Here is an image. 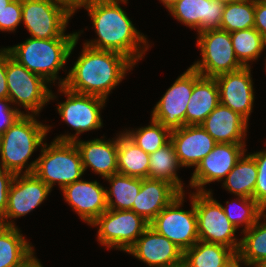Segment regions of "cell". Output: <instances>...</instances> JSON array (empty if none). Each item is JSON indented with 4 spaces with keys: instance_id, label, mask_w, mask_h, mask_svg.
<instances>
[{
    "instance_id": "1",
    "label": "cell",
    "mask_w": 266,
    "mask_h": 267,
    "mask_svg": "<svg viewBox=\"0 0 266 267\" xmlns=\"http://www.w3.org/2000/svg\"><path fill=\"white\" fill-rule=\"evenodd\" d=\"M127 1L94 0L85 6L98 39L86 41L84 44L98 50L121 53L136 64L147 51L148 41L134 27L126 12L120 7L119 3H127Z\"/></svg>"
},
{
    "instance_id": "2",
    "label": "cell",
    "mask_w": 266,
    "mask_h": 267,
    "mask_svg": "<svg viewBox=\"0 0 266 267\" xmlns=\"http://www.w3.org/2000/svg\"><path fill=\"white\" fill-rule=\"evenodd\" d=\"M83 50L66 78L59 79L71 91L107 99L111 90L120 84L127 71L135 65L125 55L98 50L83 44Z\"/></svg>"
},
{
    "instance_id": "3",
    "label": "cell",
    "mask_w": 266,
    "mask_h": 267,
    "mask_svg": "<svg viewBox=\"0 0 266 267\" xmlns=\"http://www.w3.org/2000/svg\"><path fill=\"white\" fill-rule=\"evenodd\" d=\"M50 128L51 126L43 125L37 121L35 115L30 112L22 114L0 136V168L15 175L21 174L24 168L23 174L33 173L37 159L30 165L27 161L38 147H42L43 140ZM25 165L27 166L25 167Z\"/></svg>"
},
{
    "instance_id": "4",
    "label": "cell",
    "mask_w": 266,
    "mask_h": 267,
    "mask_svg": "<svg viewBox=\"0 0 266 267\" xmlns=\"http://www.w3.org/2000/svg\"><path fill=\"white\" fill-rule=\"evenodd\" d=\"M79 35L80 32L77 33V38L30 37L21 44L5 49L20 65L43 77L48 83H54L59 79L57 74L72 54Z\"/></svg>"
},
{
    "instance_id": "5",
    "label": "cell",
    "mask_w": 266,
    "mask_h": 267,
    "mask_svg": "<svg viewBox=\"0 0 266 267\" xmlns=\"http://www.w3.org/2000/svg\"><path fill=\"white\" fill-rule=\"evenodd\" d=\"M33 173L50 189L57 182L62 190L80 180L84 169L75 142L54 140L49 146L44 143Z\"/></svg>"
},
{
    "instance_id": "6",
    "label": "cell",
    "mask_w": 266,
    "mask_h": 267,
    "mask_svg": "<svg viewBox=\"0 0 266 267\" xmlns=\"http://www.w3.org/2000/svg\"><path fill=\"white\" fill-rule=\"evenodd\" d=\"M6 79L11 103L23 106L37 115L43 106L56 97L48 82L13 59L6 50Z\"/></svg>"
},
{
    "instance_id": "7",
    "label": "cell",
    "mask_w": 266,
    "mask_h": 267,
    "mask_svg": "<svg viewBox=\"0 0 266 267\" xmlns=\"http://www.w3.org/2000/svg\"><path fill=\"white\" fill-rule=\"evenodd\" d=\"M72 15L56 0H22V21L34 38H77V32L64 34Z\"/></svg>"
},
{
    "instance_id": "8",
    "label": "cell",
    "mask_w": 266,
    "mask_h": 267,
    "mask_svg": "<svg viewBox=\"0 0 266 267\" xmlns=\"http://www.w3.org/2000/svg\"><path fill=\"white\" fill-rule=\"evenodd\" d=\"M198 35L197 46L201 50L202 59L191 67L201 76L215 78L244 67L235 56L229 32L214 29Z\"/></svg>"
},
{
    "instance_id": "9",
    "label": "cell",
    "mask_w": 266,
    "mask_h": 267,
    "mask_svg": "<svg viewBox=\"0 0 266 267\" xmlns=\"http://www.w3.org/2000/svg\"><path fill=\"white\" fill-rule=\"evenodd\" d=\"M190 195L191 210L180 209L184 201V193H181L149 223L151 228L168 238L183 252L199 240L195 193Z\"/></svg>"
},
{
    "instance_id": "10",
    "label": "cell",
    "mask_w": 266,
    "mask_h": 267,
    "mask_svg": "<svg viewBox=\"0 0 266 267\" xmlns=\"http://www.w3.org/2000/svg\"><path fill=\"white\" fill-rule=\"evenodd\" d=\"M195 210L199 240L225 245L238 253L237 228L224 213L222 204L213 199L212 192H195Z\"/></svg>"
},
{
    "instance_id": "11",
    "label": "cell",
    "mask_w": 266,
    "mask_h": 267,
    "mask_svg": "<svg viewBox=\"0 0 266 267\" xmlns=\"http://www.w3.org/2000/svg\"><path fill=\"white\" fill-rule=\"evenodd\" d=\"M59 92L64 93L67 100L58 104V113L62 120L70 125L76 133L75 135H60L55 140L75 141L80 133L102 127L100 109L105 106L106 99L95 95L77 93L69 90L64 85L59 86Z\"/></svg>"
},
{
    "instance_id": "12",
    "label": "cell",
    "mask_w": 266,
    "mask_h": 267,
    "mask_svg": "<svg viewBox=\"0 0 266 267\" xmlns=\"http://www.w3.org/2000/svg\"><path fill=\"white\" fill-rule=\"evenodd\" d=\"M92 225L99 228L97 241L100 244L127 252L149 223L132 210L107 209Z\"/></svg>"
},
{
    "instance_id": "13",
    "label": "cell",
    "mask_w": 266,
    "mask_h": 267,
    "mask_svg": "<svg viewBox=\"0 0 266 267\" xmlns=\"http://www.w3.org/2000/svg\"><path fill=\"white\" fill-rule=\"evenodd\" d=\"M194 86V69L190 66L166 91L152 111V119L170 131L185 125V115Z\"/></svg>"
},
{
    "instance_id": "14",
    "label": "cell",
    "mask_w": 266,
    "mask_h": 267,
    "mask_svg": "<svg viewBox=\"0 0 266 267\" xmlns=\"http://www.w3.org/2000/svg\"><path fill=\"white\" fill-rule=\"evenodd\" d=\"M50 192L51 189L34 173L15 175L9 189L6 212L1 220L6 226H15L10 222L11 218L25 216L42 204Z\"/></svg>"
},
{
    "instance_id": "15",
    "label": "cell",
    "mask_w": 266,
    "mask_h": 267,
    "mask_svg": "<svg viewBox=\"0 0 266 267\" xmlns=\"http://www.w3.org/2000/svg\"><path fill=\"white\" fill-rule=\"evenodd\" d=\"M245 144L225 143L219 144L202 159L195 168L190 180V187L197 192H207L203 187L211 182L222 179L233 169L237 161L247 151Z\"/></svg>"
},
{
    "instance_id": "16",
    "label": "cell",
    "mask_w": 266,
    "mask_h": 267,
    "mask_svg": "<svg viewBox=\"0 0 266 267\" xmlns=\"http://www.w3.org/2000/svg\"><path fill=\"white\" fill-rule=\"evenodd\" d=\"M127 252L150 267H174L183 263V251L150 226Z\"/></svg>"
},
{
    "instance_id": "17",
    "label": "cell",
    "mask_w": 266,
    "mask_h": 267,
    "mask_svg": "<svg viewBox=\"0 0 266 267\" xmlns=\"http://www.w3.org/2000/svg\"><path fill=\"white\" fill-rule=\"evenodd\" d=\"M251 67L223 73L215 77L219 89L220 103L239 113L247 121L254 103Z\"/></svg>"
},
{
    "instance_id": "18",
    "label": "cell",
    "mask_w": 266,
    "mask_h": 267,
    "mask_svg": "<svg viewBox=\"0 0 266 267\" xmlns=\"http://www.w3.org/2000/svg\"><path fill=\"white\" fill-rule=\"evenodd\" d=\"M62 191L68 205L88 225L107 210L106 189L97 181L80 179L65 186Z\"/></svg>"
},
{
    "instance_id": "19",
    "label": "cell",
    "mask_w": 266,
    "mask_h": 267,
    "mask_svg": "<svg viewBox=\"0 0 266 267\" xmlns=\"http://www.w3.org/2000/svg\"><path fill=\"white\" fill-rule=\"evenodd\" d=\"M170 141L182 167L196 168L217 145V142L200 125H184L172 130Z\"/></svg>"
},
{
    "instance_id": "20",
    "label": "cell",
    "mask_w": 266,
    "mask_h": 267,
    "mask_svg": "<svg viewBox=\"0 0 266 267\" xmlns=\"http://www.w3.org/2000/svg\"><path fill=\"white\" fill-rule=\"evenodd\" d=\"M224 5L214 0H178L169 12L197 32L220 28Z\"/></svg>"
},
{
    "instance_id": "21",
    "label": "cell",
    "mask_w": 266,
    "mask_h": 267,
    "mask_svg": "<svg viewBox=\"0 0 266 267\" xmlns=\"http://www.w3.org/2000/svg\"><path fill=\"white\" fill-rule=\"evenodd\" d=\"M200 126L219 144H245L248 121L221 103Z\"/></svg>"
},
{
    "instance_id": "22",
    "label": "cell",
    "mask_w": 266,
    "mask_h": 267,
    "mask_svg": "<svg viewBox=\"0 0 266 267\" xmlns=\"http://www.w3.org/2000/svg\"><path fill=\"white\" fill-rule=\"evenodd\" d=\"M180 194L172 184L166 181L142 178L140 191L131 210L150 223Z\"/></svg>"
},
{
    "instance_id": "23",
    "label": "cell",
    "mask_w": 266,
    "mask_h": 267,
    "mask_svg": "<svg viewBox=\"0 0 266 267\" xmlns=\"http://www.w3.org/2000/svg\"><path fill=\"white\" fill-rule=\"evenodd\" d=\"M115 139L103 141V139L96 138L91 141H81L79 139L74 141L81 155L84 172L87 167H91L92 171L103 178L118 173V136Z\"/></svg>"
},
{
    "instance_id": "24",
    "label": "cell",
    "mask_w": 266,
    "mask_h": 267,
    "mask_svg": "<svg viewBox=\"0 0 266 267\" xmlns=\"http://www.w3.org/2000/svg\"><path fill=\"white\" fill-rule=\"evenodd\" d=\"M219 103L217 80L201 76L194 70V86L187 104L185 125H200Z\"/></svg>"
},
{
    "instance_id": "25",
    "label": "cell",
    "mask_w": 266,
    "mask_h": 267,
    "mask_svg": "<svg viewBox=\"0 0 266 267\" xmlns=\"http://www.w3.org/2000/svg\"><path fill=\"white\" fill-rule=\"evenodd\" d=\"M17 226L0 231V267H21L34 256V249Z\"/></svg>"
},
{
    "instance_id": "26",
    "label": "cell",
    "mask_w": 266,
    "mask_h": 267,
    "mask_svg": "<svg viewBox=\"0 0 266 267\" xmlns=\"http://www.w3.org/2000/svg\"><path fill=\"white\" fill-rule=\"evenodd\" d=\"M150 155L138 147L124 132L118 136V173L137 178H148Z\"/></svg>"
},
{
    "instance_id": "27",
    "label": "cell",
    "mask_w": 266,
    "mask_h": 267,
    "mask_svg": "<svg viewBox=\"0 0 266 267\" xmlns=\"http://www.w3.org/2000/svg\"><path fill=\"white\" fill-rule=\"evenodd\" d=\"M236 252L222 244L198 240L183 252L186 267H222Z\"/></svg>"
},
{
    "instance_id": "28",
    "label": "cell",
    "mask_w": 266,
    "mask_h": 267,
    "mask_svg": "<svg viewBox=\"0 0 266 267\" xmlns=\"http://www.w3.org/2000/svg\"><path fill=\"white\" fill-rule=\"evenodd\" d=\"M182 167L178 161L173 143L166 145L150 154L148 178L163 180L172 184L180 193H184V186L178 178L177 170Z\"/></svg>"
},
{
    "instance_id": "29",
    "label": "cell",
    "mask_w": 266,
    "mask_h": 267,
    "mask_svg": "<svg viewBox=\"0 0 266 267\" xmlns=\"http://www.w3.org/2000/svg\"><path fill=\"white\" fill-rule=\"evenodd\" d=\"M257 174L255 159L250 154L245 155L244 153L224 178L223 187L237 196L254 199Z\"/></svg>"
},
{
    "instance_id": "30",
    "label": "cell",
    "mask_w": 266,
    "mask_h": 267,
    "mask_svg": "<svg viewBox=\"0 0 266 267\" xmlns=\"http://www.w3.org/2000/svg\"><path fill=\"white\" fill-rule=\"evenodd\" d=\"M105 179L111 184L109 190L106 188L107 209L131 210L140 191L142 178L117 173Z\"/></svg>"
},
{
    "instance_id": "31",
    "label": "cell",
    "mask_w": 266,
    "mask_h": 267,
    "mask_svg": "<svg viewBox=\"0 0 266 267\" xmlns=\"http://www.w3.org/2000/svg\"><path fill=\"white\" fill-rule=\"evenodd\" d=\"M230 36L235 56L244 67H249V62L257 60L266 49V39L254 27L231 32Z\"/></svg>"
},
{
    "instance_id": "32",
    "label": "cell",
    "mask_w": 266,
    "mask_h": 267,
    "mask_svg": "<svg viewBox=\"0 0 266 267\" xmlns=\"http://www.w3.org/2000/svg\"><path fill=\"white\" fill-rule=\"evenodd\" d=\"M257 222L249 229L243 231L238 254L247 265L256 267L266 260V221Z\"/></svg>"
},
{
    "instance_id": "33",
    "label": "cell",
    "mask_w": 266,
    "mask_h": 267,
    "mask_svg": "<svg viewBox=\"0 0 266 267\" xmlns=\"http://www.w3.org/2000/svg\"><path fill=\"white\" fill-rule=\"evenodd\" d=\"M255 0H239L224 5L221 30L229 33L254 27Z\"/></svg>"
},
{
    "instance_id": "34",
    "label": "cell",
    "mask_w": 266,
    "mask_h": 267,
    "mask_svg": "<svg viewBox=\"0 0 266 267\" xmlns=\"http://www.w3.org/2000/svg\"><path fill=\"white\" fill-rule=\"evenodd\" d=\"M237 201L238 204L235 200V203L231 201V204L227 201L226 203L229 205L226 207L222 205L225 215L237 229L244 224L242 231H245L258 219L263 217L266 220L265 210L253 198L238 196Z\"/></svg>"
},
{
    "instance_id": "35",
    "label": "cell",
    "mask_w": 266,
    "mask_h": 267,
    "mask_svg": "<svg viewBox=\"0 0 266 267\" xmlns=\"http://www.w3.org/2000/svg\"><path fill=\"white\" fill-rule=\"evenodd\" d=\"M128 131L126 129L124 133L149 155L170 141L171 131L152 118L150 125L147 127L138 128L136 131Z\"/></svg>"
},
{
    "instance_id": "36",
    "label": "cell",
    "mask_w": 266,
    "mask_h": 267,
    "mask_svg": "<svg viewBox=\"0 0 266 267\" xmlns=\"http://www.w3.org/2000/svg\"><path fill=\"white\" fill-rule=\"evenodd\" d=\"M257 165L254 200L266 211V150L250 154Z\"/></svg>"
},
{
    "instance_id": "37",
    "label": "cell",
    "mask_w": 266,
    "mask_h": 267,
    "mask_svg": "<svg viewBox=\"0 0 266 267\" xmlns=\"http://www.w3.org/2000/svg\"><path fill=\"white\" fill-rule=\"evenodd\" d=\"M22 22V0H12L0 12V31H15Z\"/></svg>"
},
{
    "instance_id": "38",
    "label": "cell",
    "mask_w": 266,
    "mask_h": 267,
    "mask_svg": "<svg viewBox=\"0 0 266 267\" xmlns=\"http://www.w3.org/2000/svg\"><path fill=\"white\" fill-rule=\"evenodd\" d=\"M11 100L9 98L0 99V136L24 114L19 108L10 107Z\"/></svg>"
},
{
    "instance_id": "39",
    "label": "cell",
    "mask_w": 266,
    "mask_h": 267,
    "mask_svg": "<svg viewBox=\"0 0 266 267\" xmlns=\"http://www.w3.org/2000/svg\"><path fill=\"white\" fill-rule=\"evenodd\" d=\"M15 174L0 168V219L4 216L7 208L8 194Z\"/></svg>"
},
{
    "instance_id": "40",
    "label": "cell",
    "mask_w": 266,
    "mask_h": 267,
    "mask_svg": "<svg viewBox=\"0 0 266 267\" xmlns=\"http://www.w3.org/2000/svg\"><path fill=\"white\" fill-rule=\"evenodd\" d=\"M254 28L266 39V3L256 0Z\"/></svg>"
},
{
    "instance_id": "41",
    "label": "cell",
    "mask_w": 266,
    "mask_h": 267,
    "mask_svg": "<svg viewBox=\"0 0 266 267\" xmlns=\"http://www.w3.org/2000/svg\"><path fill=\"white\" fill-rule=\"evenodd\" d=\"M9 91L6 79V49H0V99L8 98Z\"/></svg>"
},
{
    "instance_id": "42",
    "label": "cell",
    "mask_w": 266,
    "mask_h": 267,
    "mask_svg": "<svg viewBox=\"0 0 266 267\" xmlns=\"http://www.w3.org/2000/svg\"><path fill=\"white\" fill-rule=\"evenodd\" d=\"M59 4L66 7L72 14L81 7H85L94 0H56Z\"/></svg>"
},
{
    "instance_id": "43",
    "label": "cell",
    "mask_w": 266,
    "mask_h": 267,
    "mask_svg": "<svg viewBox=\"0 0 266 267\" xmlns=\"http://www.w3.org/2000/svg\"><path fill=\"white\" fill-rule=\"evenodd\" d=\"M240 263H244V265H247V263L240 257L238 253H236L229 261H227L222 267H241Z\"/></svg>"
},
{
    "instance_id": "44",
    "label": "cell",
    "mask_w": 266,
    "mask_h": 267,
    "mask_svg": "<svg viewBox=\"0 0 266 267\" xmlns=\"http://www.w3.org/2000/svg\"><path fill=\"white\" fill-rule=\"evenodd\" d=\"M21 267H43L41 263L38 261V259L33 256L29 261H27L23 266Z\"/></svg>"
},
{
    "instance_id": "45",
    "label": "cell",
    "mask_w": 266,
    "mask_h": 267,
    "mask_svg": "<svg viewBox=\"0 0 266 267\" xmlns=\"http://www.w3.org/2000/svg\"><path fill=\"white\" fill-rule=\"evenodd\" d=\"M163 5H165L168 10L178 1V0H160Z\"/></svg>"
},
{
    "instance_id": "46",
    "label": "cell",
    "mask_w": 266,
    "mask_h": 267,
    "mask_svg": "<svg viewBox=\"0 0 266 267\" xmlns=\"http://www.w3.org/2000/svg\"><path fill=\"white\" fill-rule=\"evenodd\" d=\"M12 0H0V12L11 2Z\"/></svg>"
},
{
    "instance_id": "47",
    "label": "cell",
    "mask_w": 266,
    "mask_h": 267,
    "mask_svg": "<svg viewBox=\"0 0 266 267\" xmlns=\"http://www.w3.org/2000/svg\"><path fill=\"white\" fill-rule=\"evenodd\" d=\"M214 1H217V2H219L222 5H227V4H230L232 2L239 1V0H214Z\"/></svg>"
},
{
    "instance_id": "48",
    "label": "cell",
    "mask_w": 266,
    "mask_h": 267,
    "mask_svg": "<svg viewBox=\"0 0 266 267\" xmlns=\"http://www.w3.org/2000/svg\"><path fill=\"white\" fill-rule=\"evenodd\" d=\"M256 267H266V260H264L263 262H261L258 266Z\"/></svg>"
},
{
    "instance_id": "49",
    "label": "cell",
    "mask_w": 266,
    "mask_h": 267,
    "mask_svg": "<svg viewBox=\"0 0 266 267\" xmlns=\"http://www.w3.org/2000/svg\"><path fill=\"white\" fill-rule=\"evenodd\" d=\"M6 225L4 222L0 219V231L5 227Z\"/></svg>"
},
{
    "instance_id": "50",
    "label": "cell",
    "mask_w": 266,
    "mask_h": 267,
    "mask_svg": "<svg viewBox=\"0 0 266 267\" xmlns=\"http://www.w3.org/2000/svg\"><path fill=\"white\" fill-rule=\"evenodd\" d=\"M174 267H184V264L182 263V264L174 266Z\"/></svg>"
},
{
    "instance_id": "51",
    "label": "cell",
    "mask_w": 266,
    "mask_h": 267,
    "mask_svg": "<svg viewBox=\"0 0 266 267\" xmlns=\"http://www.w3.org/2000/svg\"><path fill=\"white\" fill-rule=\"evenodd\" d=\"M256 1H260V2L266 3V0H256Z\"/></svg>"
}]
</instances>
